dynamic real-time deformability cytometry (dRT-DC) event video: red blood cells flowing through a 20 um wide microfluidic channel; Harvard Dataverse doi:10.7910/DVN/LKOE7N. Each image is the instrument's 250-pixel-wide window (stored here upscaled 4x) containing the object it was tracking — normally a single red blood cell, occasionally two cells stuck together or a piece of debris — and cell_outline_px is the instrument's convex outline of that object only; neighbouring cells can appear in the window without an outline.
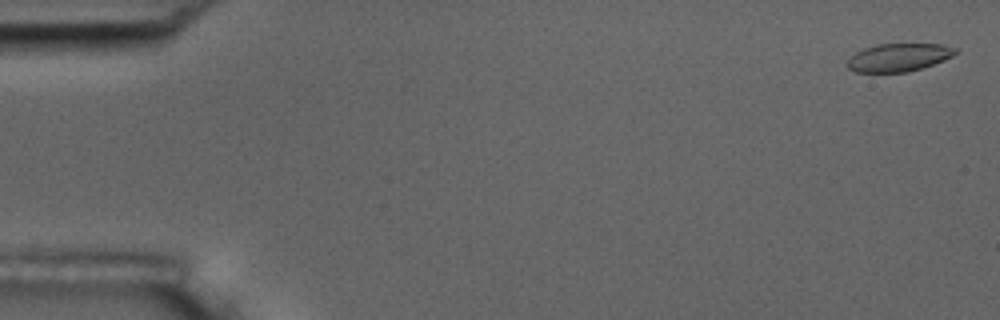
{"species": "common noctule bat (a hibernating species)", "species_latin": "Nyctalus noctula", "temperature_condition": "room temperature", "stored_images_in_passage": 7, "camera_frame_rate_fps": 3000, "um_per_image_px": 0.085, "animal": {"sex": "male", "body_mass_g": 17.5, "forearm_length_mm": 52.3}, "frame": {"image": 1, "passage_image": 1, "time_ms": 0.0, "image_size_px": [1000, 320], "cell_outline_px": [[956, 52], [952, 56], [944, 60], [908, 72], [856, 72], [848, 68], [844, 64], [856, 52], [864, 48], [876, 44], [944, 44], [956, 48]], "centroid_in_image_um": [76.36, 4.88], "position_along_channel_um": 8.6, "area_um2": 17.57}}
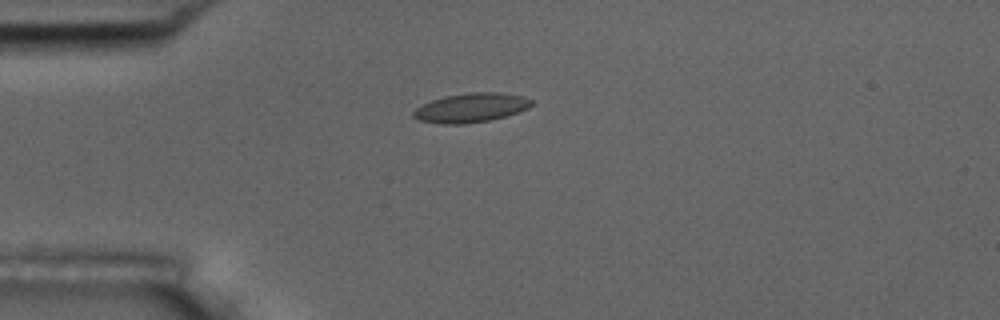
{"frame": {"image": 2, "passage_image": 5, "time_ms": 4.333, "image_size_px": [1000, 320], "cell_outline_px": [[532, 104], [528, 108], [492, 120], [464, 124], [440, 124], [420, 120], [412, 116], [412, 112], [416, 108], [432, 100], [444, 96], [472, 92], [500, 92], [524, 96], [532, 100]], "centroid_in_image_um": [40.03, 9.15], "position_along_channel_um": 45.0, "area_um2": 20.06}}